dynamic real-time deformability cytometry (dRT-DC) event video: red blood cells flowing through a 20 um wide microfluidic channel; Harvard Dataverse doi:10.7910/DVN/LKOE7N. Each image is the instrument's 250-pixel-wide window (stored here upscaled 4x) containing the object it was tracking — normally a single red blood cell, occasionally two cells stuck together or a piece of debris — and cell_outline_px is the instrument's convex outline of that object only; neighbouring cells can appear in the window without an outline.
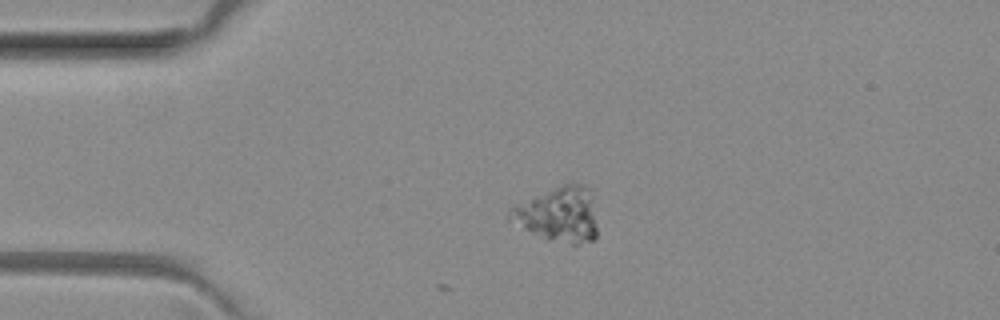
{"species": "common noctule bat (a hibernating species)", "species_latin": "Nyctalus noctula", "temperature_condition": "room temperature", "stored_images_in_passage": 5, "camera_frame_rate_fps": 3000, "um_per_image_px": 0.085, "animal": {"sex": "female", "body_mass_g": 29.2, "forearm_length_mm": 56.3}, "frame": {"image": 1, "passage_image": 3, "time_ms": 0.667, "image_size_px": [1000, 320], "cell_outline_px": [[596, 236], [592, 240], [576, 244], [572, 244], [548, 240], [508, 220], [508, 212], [512, 204], [564, 184], [588, 184], [596, 228]], "centroid_in_image_um": [47.42, 18.22], "position_along_channel_um": 37.6, "area_um2": 27.63}}